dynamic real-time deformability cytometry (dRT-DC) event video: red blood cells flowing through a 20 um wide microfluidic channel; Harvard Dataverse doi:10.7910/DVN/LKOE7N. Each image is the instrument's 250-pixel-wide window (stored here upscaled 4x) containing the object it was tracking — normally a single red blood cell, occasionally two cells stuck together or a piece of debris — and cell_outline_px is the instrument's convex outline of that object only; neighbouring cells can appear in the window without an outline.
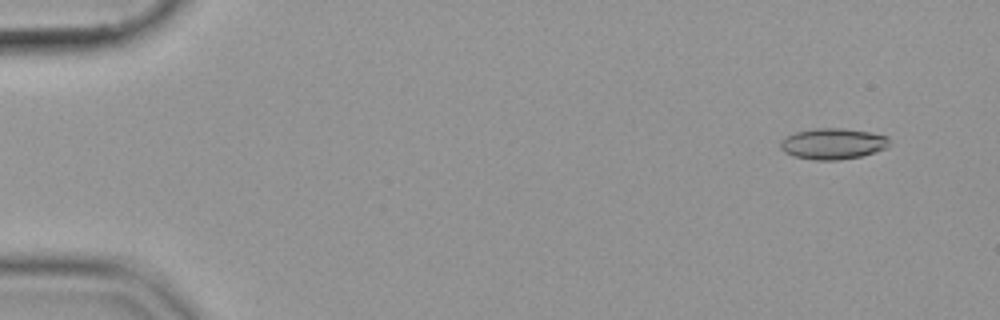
{"species": "common noctule bat (a hibernating species)", "species_latin": "Nyctalus noctula", "temperature_condition": "cold", "stored_images_in_passage": 56, "camera_frame_rate_fps": 3000, "um_per_image_px": 0.085, "animal": {"sex": "female", "body_mass_g": 19.9}, "frame": {"image": 1, "passage_image": 5, "time_ms": 1.333, "image_size_px": [1000, 320], "cell_outline_px": [[888, 148], [860, 156], [836, 160], [812, 160], [792, 156], [784, 152], [780, 148], [780, 140], [784, 136], [796, 132], [812, 128], [840, 128], [868, 132], [888, 136]], "centroid_in_image_um": [70.73, 12.22], "position_along_channel_um": 14.3, "area_um2": 19.77}}
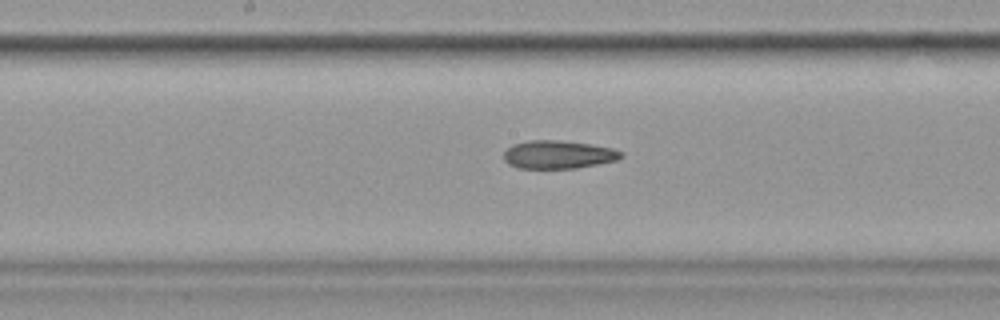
{"frame": {"image": 2, "passage_image": 30, "time_ms": 9.667, "image_size_px": [1000, 320], "cell_outline_px": [[624, 156], [616, 160], [576, 168], [516, 168], [508, 164], [504, 160], [504, 152], [512, 144], [528, 140], [556, 140], [592, 144], [612, 148], [624, 152]], "centroid_in_image_um": [47.44, 13.13], "position_along_channel_um": 200.8, "area_um2": 19.31}}
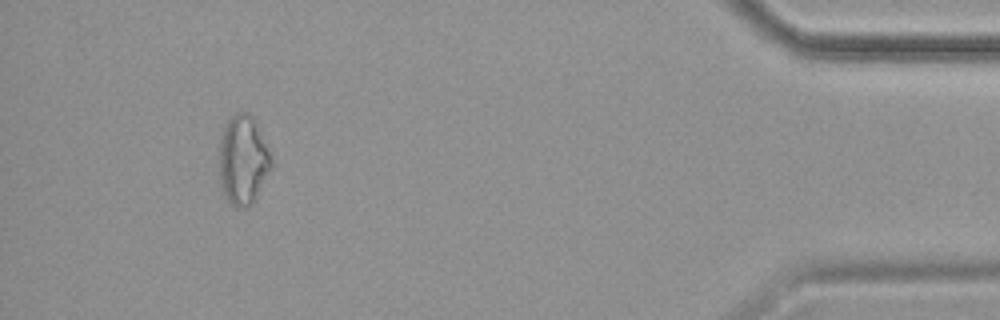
{"frame": {"image": 3, "passage_image": 52, "time_ms": 17.0, "image_size_px": [1000, 320], "cell_outline_px": [[276, 164], [252, 204], [244, 208], [236, 208], [228, 200], [220, 188], [220, 136], [228, 120], [236, 112], [248, 112], [252, 116]], "centroid_in_image_um": [20.69, 13.63], "position_along_channel_um": 414.5, "area_um2": 27.46}}